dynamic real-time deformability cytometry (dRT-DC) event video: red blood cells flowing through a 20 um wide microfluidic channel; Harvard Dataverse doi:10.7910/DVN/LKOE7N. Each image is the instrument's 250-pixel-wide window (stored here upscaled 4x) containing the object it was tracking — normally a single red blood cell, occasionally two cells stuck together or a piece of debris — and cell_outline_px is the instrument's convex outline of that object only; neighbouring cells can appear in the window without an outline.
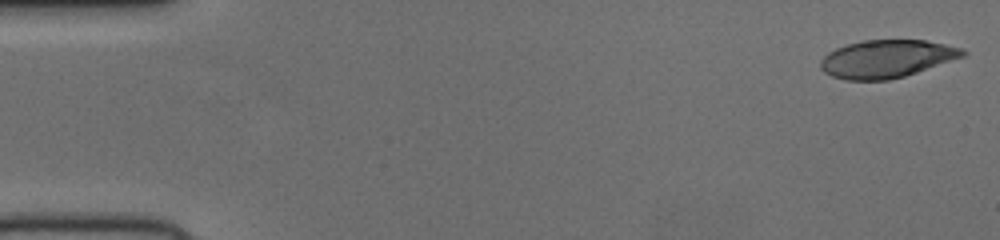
{"species": "human", "species_latin": "Homo sapiens", "temperature_condition": "cold", "stored_images_in_passage": 51, "camera_frame_rate_fps": 3000, "um_per_image_px": 0.085, "donor": {"sex": "female"}, "frame": {"image": 1, "passage_image": 1, "time_ms": 0.0, "image_size_px": [1000, 240], "cell_outline_px": [[968, 52], [964, 56], [904, 76], [888, 80], [844, 80], [832, 76], [824, 72], [820, 68], [820, 60], [828, 52], [836, 48], [848, 44], [864, 40], [924, 40], [964, 48]], "centroid_in_image_um": [75.35, 5.0], "position_along_channel_um": 9.7, "area_um2": 31.21}}
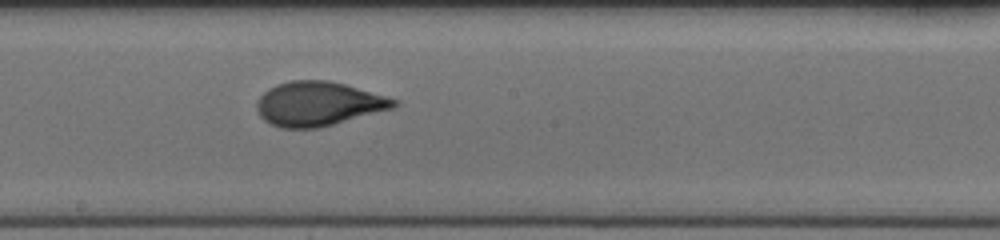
{"frame": {"image": 2, "passage_image": 28, "time_ms": 9.0, "image_size_px": [1000, 240], "cell_outline_px": [[400, 104], [392, 108], [320, 128], [280, 128], [264, 120], [260, 116], [256, 108], [256, 100], [268, 88], [276, 84], [288, 80], [328, 80], [344, 84], [388, 96], [400, 100]], "centroid_in_image_um": [27.05, 8.81], "position_along_channel_um": 221.2, "area_um2": 35.55}}
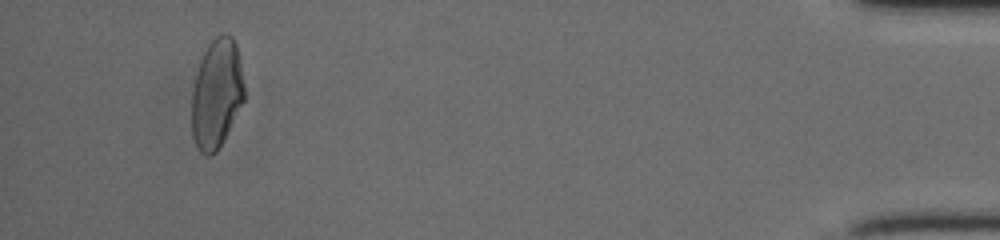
{"frame": {"image": 3, "passage_image": 48, "time_ms": 15.667, "image_size_px": [1000, 240], "cell_outline_px": [[244, 100], [224, 140], [216, 152], [208, 156], [204, 156], [196, 148], [192, 136], [192, 92], [196, 72], [200, 60], [208, 44], [216, 36], [224, 32], [228, 32], [232, 36], [236, 44], [244, 84]], "centroid_in_image_um": [18.4, 7.97], "position_along_channel_um": 416.8, "area_um2": 33.76}}